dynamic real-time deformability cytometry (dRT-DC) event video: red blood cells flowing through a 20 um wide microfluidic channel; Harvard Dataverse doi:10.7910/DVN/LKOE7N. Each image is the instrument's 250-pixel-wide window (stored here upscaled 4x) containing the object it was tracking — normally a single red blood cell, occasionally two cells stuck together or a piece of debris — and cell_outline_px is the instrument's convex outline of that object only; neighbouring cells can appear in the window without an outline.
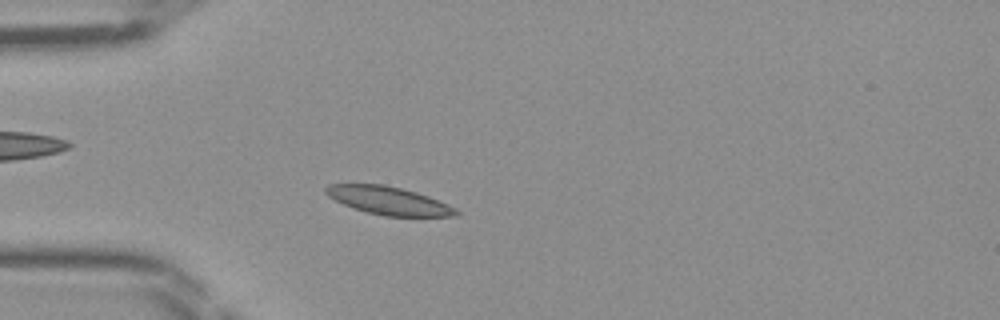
{"species": "Egyptian fruit bat (a non-hibernating species)", "species_latin": "Rousettus aegyptiacus", "temperature_condition": "room temperature", "stored_images_in_passage": 44, "camera_frame_rate_fps": 3000, "um_per_image_px": 0.085, "frame": {"image": 1, "passage_image": 10, "time_ms": 3.0, "image_size_px": [1000, 320], "cell_outline_px": [[460, 216], [384, 216], [352, 208], [328, 196], [324, 192], [324, 188], [328, 184], [384, 184], [416, 192], [428, 196], [448, 204], [456, 208], [460, 212]], "centroid_in_image_um": [33.04, 17.05], "position_along_channel_um": 52.0, "area_um2": 21.27}}
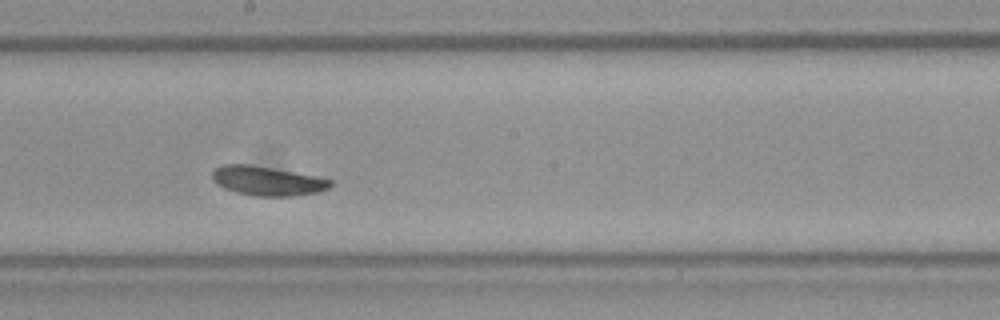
{"frame": {"image": 2, "passage_image": 23, "time_ms": 7.333, "image_size_px": [1000, 320], "cell_outline_px": [[332, 184], [328, 188], [320, 192], [292, 196], [252, 196], [236, 192], [224, 188], [216, 184], [212, 180], [212, 172], [216, 168], [224, 164], [252, 164], [316, 176], [332, 180]], "centroid_in_image_um": [22.71, 15.38], "position_along_channel_um": 225.5, "area_um2": 20.29}}
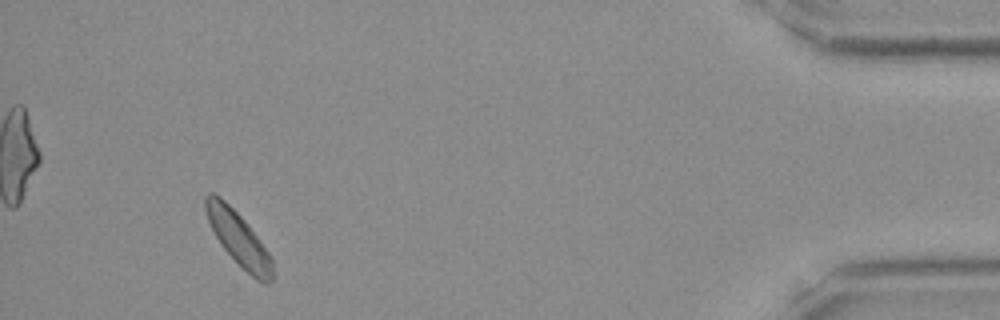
{"frame": {"image": 3, "passage_image": 41, "time_ms": 13.333, "image_size_px": [1000, 320], "cell_outline_px": [[272, 280], [268, 284], [256, 280], [220, 244], [208, 220], [204, 208], [204, 196], [208, 192], [212, 192], [220, 196], [244, 220], [260, 240], [268, 252], [272, 260]], "centroid_in_image_um": [20.25, 20.25], "position_along_channel_um": 415.0, "area_um2": 20.4}}